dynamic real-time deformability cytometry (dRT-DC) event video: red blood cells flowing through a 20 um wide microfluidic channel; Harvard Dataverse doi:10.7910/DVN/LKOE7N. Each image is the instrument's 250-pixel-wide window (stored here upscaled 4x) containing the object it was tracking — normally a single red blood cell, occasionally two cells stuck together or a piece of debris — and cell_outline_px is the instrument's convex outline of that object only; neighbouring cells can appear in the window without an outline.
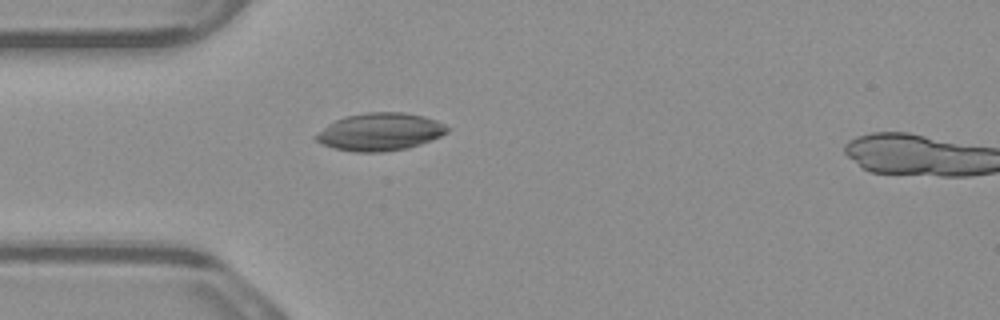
{"species": "common noctule bat (a hibernating species)", "species_latin": "Nyctalus noctula", "temperature_condition": "warm", "stored_images_in_passage": 2, "camera_frame_rate_fps": 3000, "um_per_image_px": 0.085, "animal": {"sex": "male", "body_mass_g": 23.1, "forearm_length_mm": 52.7}, "frame": {"image": 1, "passage_image": 1, "time_ms": 0.0, "image_size_px": [1000, 320], "cell_outline_px": [[452, 128], [448, 132], [432, 140], [408, 148], [384, 152], [352, 152], [332, 148], [320, 144], [312, 136], [328, 124], [344, 116], [368, 112], [404, 112], [424, 116], [436, 120]], "centroid_in_image_um": [32.29, 11.21], "position_along_channel_um": 52.7, "area_um2": 29.19}}